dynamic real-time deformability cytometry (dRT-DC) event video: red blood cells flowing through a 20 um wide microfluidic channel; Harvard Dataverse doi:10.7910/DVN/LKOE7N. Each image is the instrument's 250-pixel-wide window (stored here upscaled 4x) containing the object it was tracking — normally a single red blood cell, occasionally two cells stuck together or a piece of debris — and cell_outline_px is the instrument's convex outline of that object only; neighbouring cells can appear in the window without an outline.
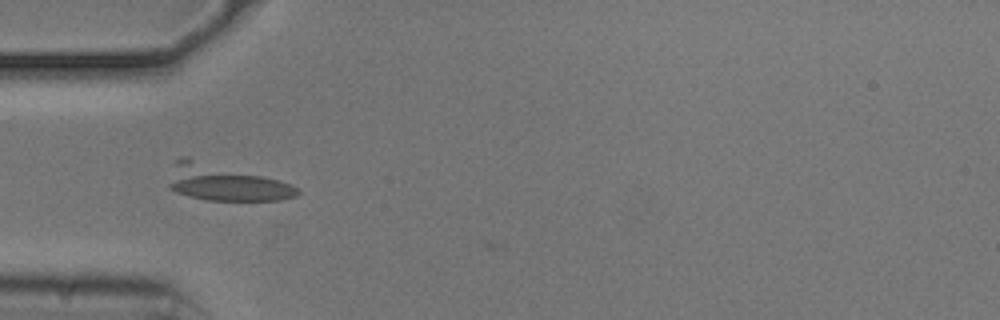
{"species": "common noctule bat (a hibernating species)", "species_latin": "Nyctalus noctula", "temperature_condition": "cold", "stored_images_in_passage": 29, "camera_frame_rate_fps": 3000, "um_per_image_px": 0.085, "animal": {"sex": "male", "body_mass_g": 20.5, "forearm_length_mm": 52.5}, "frame": {"image": 1, "passage_image": 6, "time_ms": 1.667, "image_size_px": [1000, 320], "cell_outline_px": [[300, 192], [296, 196], [280, 200], [208, 200], [188, 196], [176, 192], [168, 188], [168, 184], [172, 160], [180, 156], [188, 156], [276, 180], [288, 184], [296, 188]], "centroid_in_image_um": [19.0, 15.5], "position_along_channel_um": 66.0, "area_um2": 26.99}}